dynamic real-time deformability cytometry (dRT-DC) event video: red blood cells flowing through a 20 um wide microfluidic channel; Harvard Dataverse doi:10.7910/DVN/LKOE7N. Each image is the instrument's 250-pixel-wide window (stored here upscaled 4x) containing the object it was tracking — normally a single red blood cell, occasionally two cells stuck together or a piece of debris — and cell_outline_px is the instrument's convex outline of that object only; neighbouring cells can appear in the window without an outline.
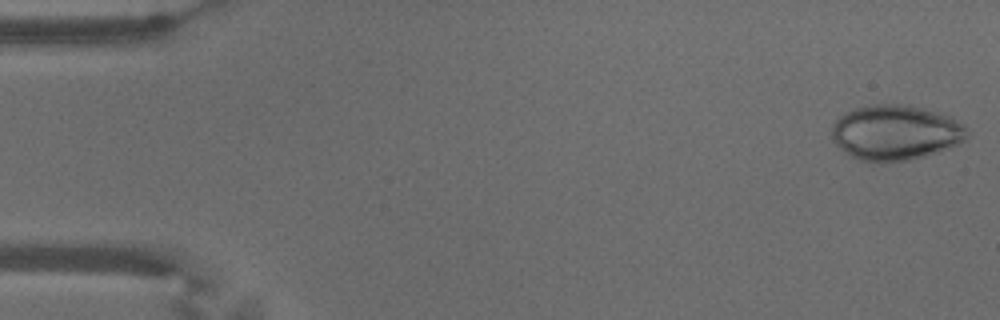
{"species": "common noctule bat (a hibernating species)", "species_latin": "Nyctalus noctula", "temperature_condition": "warm", "stored_images_in_passage": 54, "camera_frame_rate_fps": 3000, "um_per_image_px": 0.085, "animal": {"sex": "male", "body_mass_g": 18.8}, "frame": {"image": 1, "passage_image": 1, "time_ms": 0.0, "image_size_px": [1000, 320], "cell_outline_px": [[968, 136], [964, 140], [948, 148], [924, 156], [908, 160], [880, 164], [860, 160], [852, 156], [840, 148], [832, 140], [832, 128], [836, 120], [840, 116], [856, 108], [872, 104], [908, 104], [924, 108], [948, 116], [964, 124], [968, 132]], "centroid_in_image_um": [76.11, 11.28], "position_along_channel_um": 8.9, "area_um2": 43.58}}
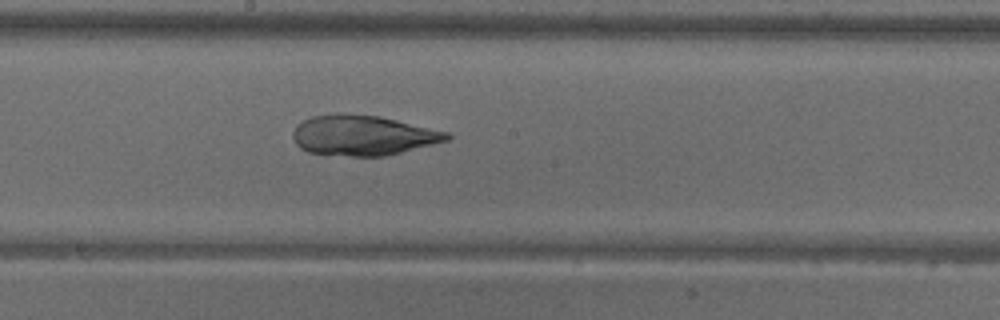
{"frame": {"image": 2, "passage_image": 29, "time_ms": 9.333, "image_size_px": [1000, 320], "cell_outline_px": [[452, 136], [448, 140], [384, 156], [352, 156], [308, 152], [300, 148], [296, 144], [292, 136], [292, 132], [296, 124], [312, 116], [380, 116], [448, 132]], "centroid_in_image_um": [30.84, 11.53], "position_along_channel_um": 217.4, "area_um2": 35.03}}
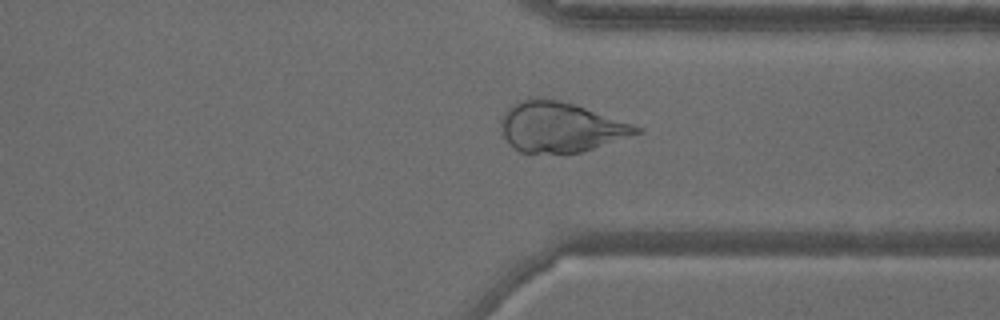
{"frame": {"image": 3, "passage_image": 41, "time_ms": 13.333, "image_size_px": [1000, 320], "cell_outline_px": [[644, 132], [580, 152], [520, 152], [512, 148], [508, 144], [504, 136], [500, 124], [500, 120], [504, 112], [516, 100], [536, 96], [540, 96], [560, 100], [576, 104], [644, 128]], "centroid_in_image_um": [47.61, 10.76], "position_along_channel_um": 363.8, "area_um2": 39.82}}